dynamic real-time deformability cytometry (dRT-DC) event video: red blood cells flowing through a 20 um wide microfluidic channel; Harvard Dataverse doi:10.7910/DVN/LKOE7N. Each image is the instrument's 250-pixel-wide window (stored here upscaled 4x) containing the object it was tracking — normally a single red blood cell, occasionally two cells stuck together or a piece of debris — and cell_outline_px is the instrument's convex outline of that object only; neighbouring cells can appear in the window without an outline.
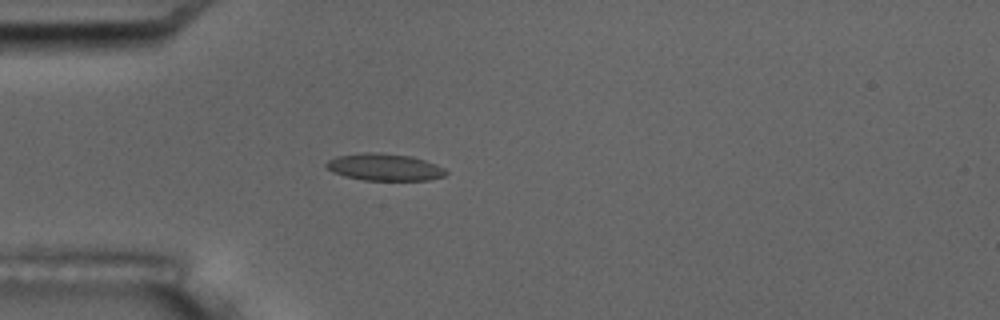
{"species": "common noctule bat (a hibernating species)", "species_latin": "Nyctalus noctula", "temperature_condition": "room temperature", "stored_images_in_passage": 4, "camera_frame_rate_fps": 3000, "um_per_image_px": 0.085, "animal": {"sex": "male", "body_mass_g": 17.5, "forearm_length_mm": 52.3}, "frame": {"image": 1, "passage_image": 4, "time_ms": 4.333, "image_size_px": [1000, 320], "cell_outline_px": [[448, 172], [444, 176], [428, 180], [364, 180], [344, 176], [332, 172], [324, 164], [328, 160], [336, 156], [364, 152], [380, 152], [412, 156], [424, 160], [444, 168]], "centroid_in_image_um": [32.66, 14.2], "position_along_channel_um": 52.3, "area_um2": 18.9}}